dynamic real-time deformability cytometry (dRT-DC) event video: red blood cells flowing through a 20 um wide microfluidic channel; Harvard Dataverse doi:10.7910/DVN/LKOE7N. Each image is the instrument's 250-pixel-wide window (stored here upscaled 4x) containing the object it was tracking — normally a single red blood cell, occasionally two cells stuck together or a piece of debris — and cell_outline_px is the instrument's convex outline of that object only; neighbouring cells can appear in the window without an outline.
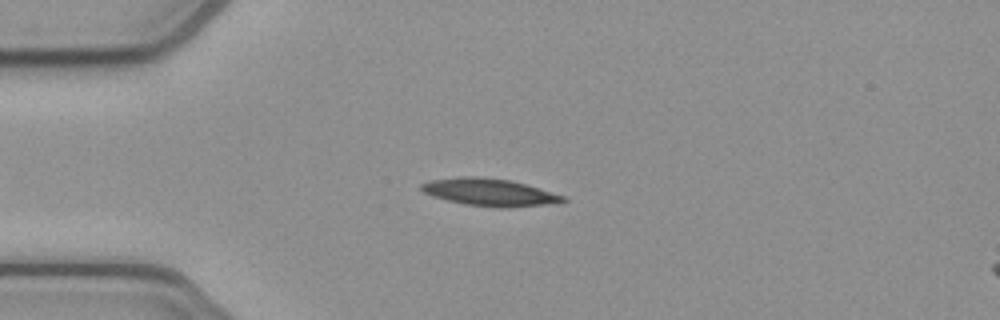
{"species": "common noctule bat (a hibernating species)", "species_latin": "Nyctalus noctula", "temperature_condition": "cold", "stored_images_in_passage": 43, "camera_frame_rate_fps": 3000, "um_per_image_px": 0.085, "animal": {"sex": "female", "body_mass_g": 21.9}, "frame": {"image": 1, "passage_image": 4, "time_ms": 1.0, "image_size_px": [1000, 320], "cell_outline_px": [[568, 200], [560, 204], [508, 208], [496, 208], [464, 204], [432, 196], [424, 192], [420, 188], [420, 184], [432, 180], [460, 176], [476, 176], [508, 180], [524, 184], [564, 196]], "centroid_in_image_um": [41.65, 16.36], "position_along_channel_um": 43.4, "area_um2": 22.72}}
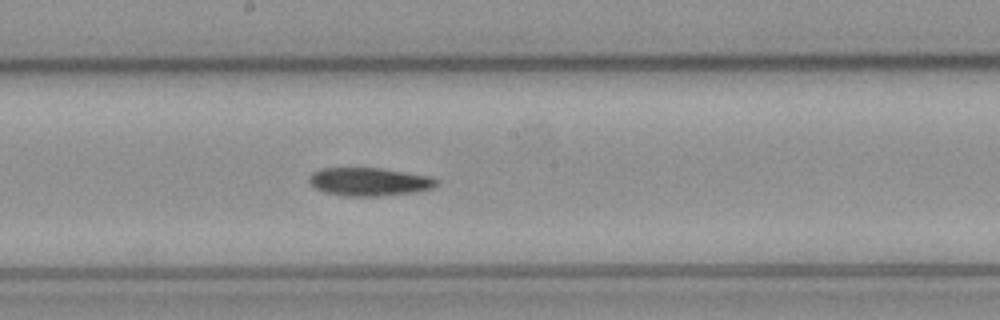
{"frame": {"image": 2, "passage_image": 19, "time_ms": 6.0, "image_size_px": [1000, 320], "cell_outline_px": [[440, 180], [432, 188], [416, 192], [380, 196], [344, 196], [324, 192], [308, 184], [308, 176], [312, 172], [320, 168], [380, 168], [432, 176]], "centroid_in_image_um": [31.37, 15.44], "position_along_channel_um": 216.8, "area_um2": 21.21}}
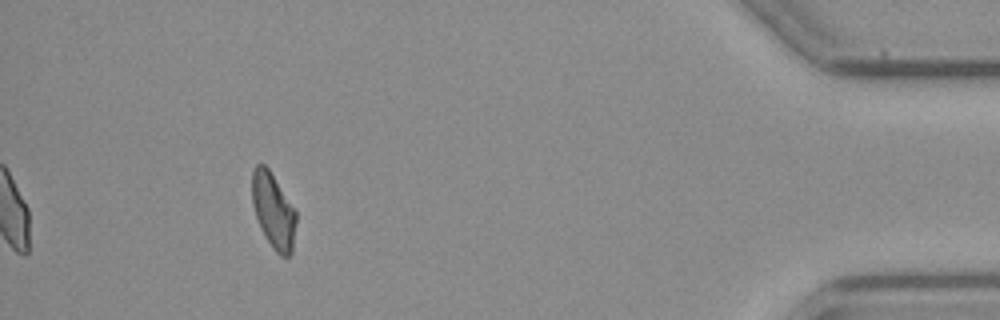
{"frame": {"image": 3, "passage_image": 39, "time_ms": 12.667, "image_size_px": [1000, 320], "cell_outline_px": [[296, 224], [292, 252], [288, 256], [280, 256], [272, 248], [264, 236], [260, 228], [252, 204], [252, 172], [256, 164], [264, 164], [268, 168], [296, 208]], "centroid_in_image_um": [23.24, 17.91], "position_along_channel_um": 412.0, "area_um2": 19.59}, "authors_computed_cell_mechanics": {"area_um2": 20.808, "velocity_mm_per_s": 3.882, "shape_relaxation_time_tau1_ms": 6.5534, "shape_relaxation_time_tau2_ms": null, "deformation_change_tau1": 0.1826, "deformation_change_tau2": null}}